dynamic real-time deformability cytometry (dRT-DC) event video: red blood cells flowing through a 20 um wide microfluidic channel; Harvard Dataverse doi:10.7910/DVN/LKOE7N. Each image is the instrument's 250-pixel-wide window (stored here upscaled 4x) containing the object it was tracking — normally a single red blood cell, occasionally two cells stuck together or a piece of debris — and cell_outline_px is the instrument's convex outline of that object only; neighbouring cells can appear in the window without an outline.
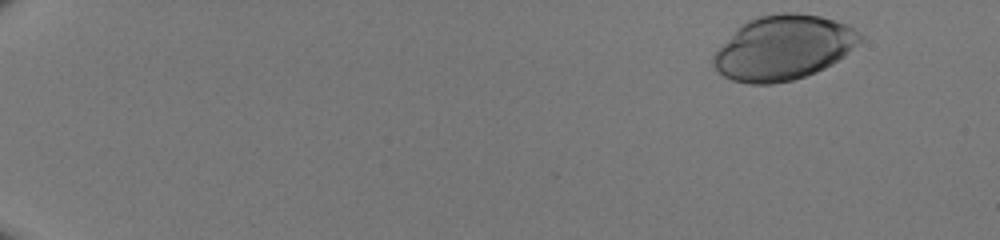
{"species": "human", "species_latin": "Homo sapiens", "temperature_condition": "room temperature", "stored_images_in_passage": 47, "camera_frame_rate_fps": 3000, "um_per_image_px": 0.085, "donor": {"sex": "male"}, "frame": {"image": 1, "passage_image": 2, "time_ms": 0.333, "image_size_px": [1000, 240], "cell_outline_px": [[864, 40], [844, 56], [832, 64], [816, 72], [792, 80], [772, 84], [748, 84], [732, 80], [724, 76], [716, 68], [712, 60], [712, 56], [736, 28], [740, 24], [748, 20], [760, 16], [780, 12], [796, 12], [820, 16], [844, 24], [852, 28], [864, 36]], "centroid_in_image_um": [66.59, 4.05], "position_along_channel_um": 18.4, "area_um2": 55.14}}
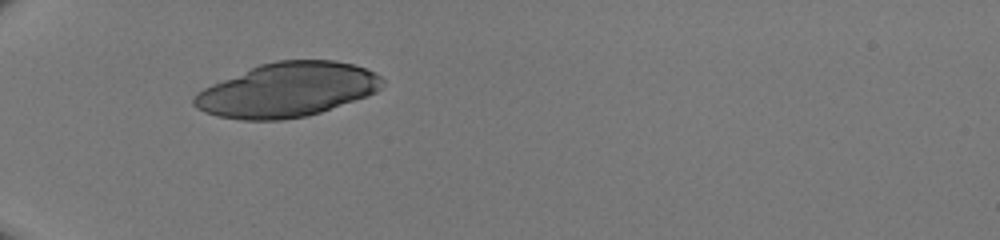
{"frame": {"image": 2, "passage_image": 16, "time_ms": 5.0, "image_size_px": [1000, 240], "cell_outline_px": [[384, 84], [376, 92], [368, 96], [308, 116], [284, 120], [240, 120], [216, 116], [204, 112], [196, 108], [192, 104], [192, 96], [196, 92], [212, 84], [260, 64], [276, 60], [336, 60], [352, 64], [364, 68], [380, 76], [384, 80]], "centroid_in_image_um": [24.39, 7.65], "position_along_channel_um": 60.6, "area_um2": 59.65}}